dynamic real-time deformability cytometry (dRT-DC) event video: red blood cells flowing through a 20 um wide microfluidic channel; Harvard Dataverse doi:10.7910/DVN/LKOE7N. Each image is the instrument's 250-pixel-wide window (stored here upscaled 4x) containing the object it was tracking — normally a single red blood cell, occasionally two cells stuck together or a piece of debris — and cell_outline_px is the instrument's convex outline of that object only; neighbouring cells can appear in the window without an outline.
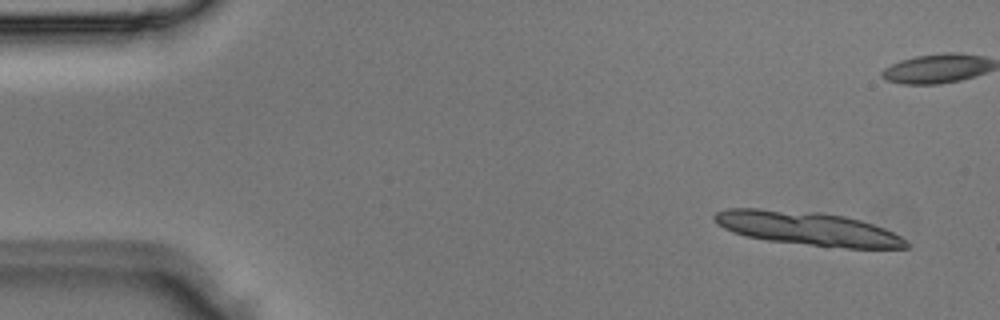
{"species": "Egyptian fruit bat (a non-hibernating species)", "species_latin": "Rousettus aegyptiacus", "temperature_condition": "room temperature", "stored_images_in_passage": 4, "camera_frame_rate_fps": 3000, "um_per_image_px": 0.085, "animal": {"sex": "male"}, "frame": {"image": 1, "passage_image": 1, "time_ms": 0.0, "image_size_px": [1000, 320], "cell_outline_px": [[912, 244], [908, 248], [848, 248], [768, 240], [748, 236], [732, 232], [724, 228], [712, 216], [716, 212], [728, 208], [756, 208], [820, 212], [844, 216], [860, 220], [884, 228], [900, 236]], "centroid_in_image_um": [68.69, 19.41], "position_along_channel_um": 16.3, "area_um2": 37.28}}
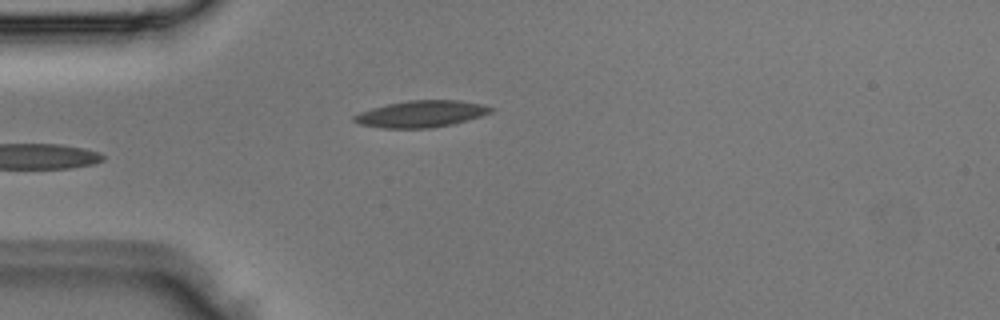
{"frame": {"image": 2, "passage_image": 4, "time_ms": 1.0, "image_size_px": [1000, 320], "cell_outline_px": [[496, 108], [492, 112], [480, 116], [452, 124], [428, 128], [384, 128], [360, 124], [352, 120], [352, 116], [360, 112], [372, 108], [388, 104], [408, 100], [456, 100], [480, 104]], "centroid_in_image_um": [35.78, 9.68], "position_along_channel_um": 49.2, "area_um2": 21.04}}